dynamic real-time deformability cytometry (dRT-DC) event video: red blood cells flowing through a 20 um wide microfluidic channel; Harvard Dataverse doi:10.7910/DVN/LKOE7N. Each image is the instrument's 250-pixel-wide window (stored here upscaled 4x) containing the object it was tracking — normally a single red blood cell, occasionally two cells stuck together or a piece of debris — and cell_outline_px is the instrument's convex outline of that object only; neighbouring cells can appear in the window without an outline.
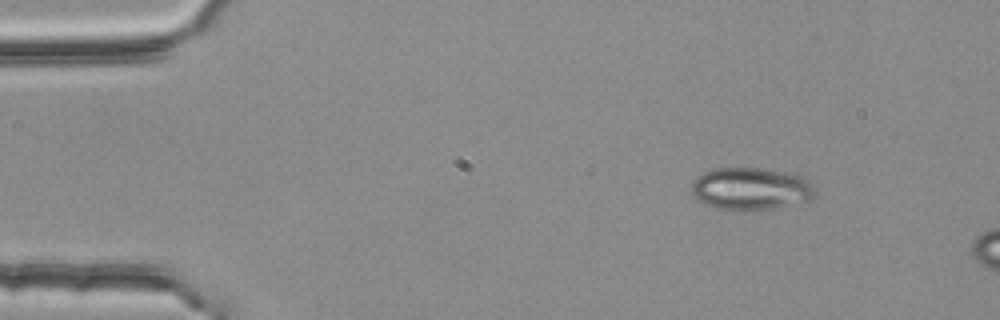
{"species": "common noctule bat (a hibernating species)", "species_latin": "Nyctalus noctula", "temperature_condition": "room temperature", "stored_images_in_passage": 3, "camera_frame_rate_fps": 3000, "um_per_image_px": 0.085, "animal": {"sex": "female", "body_mass_g": 25.1}, "frame": {"image": 1, "passage_image": 1, "time_ms": 0.0, "image_size_px": [1000, 320], "cell_outline_px": [[816, 192], [808, 200], [772, 208], [716, 208], [700, 200], [692, 192], [692, 180], [700, 172], [712, 168], [760, 168], [796, 172], [804, 176], [816, 188]], "centroid_in_image_um": [63.85, 15.97], "position_along_channel_um": 21.2, "area_um2": 30.23}}